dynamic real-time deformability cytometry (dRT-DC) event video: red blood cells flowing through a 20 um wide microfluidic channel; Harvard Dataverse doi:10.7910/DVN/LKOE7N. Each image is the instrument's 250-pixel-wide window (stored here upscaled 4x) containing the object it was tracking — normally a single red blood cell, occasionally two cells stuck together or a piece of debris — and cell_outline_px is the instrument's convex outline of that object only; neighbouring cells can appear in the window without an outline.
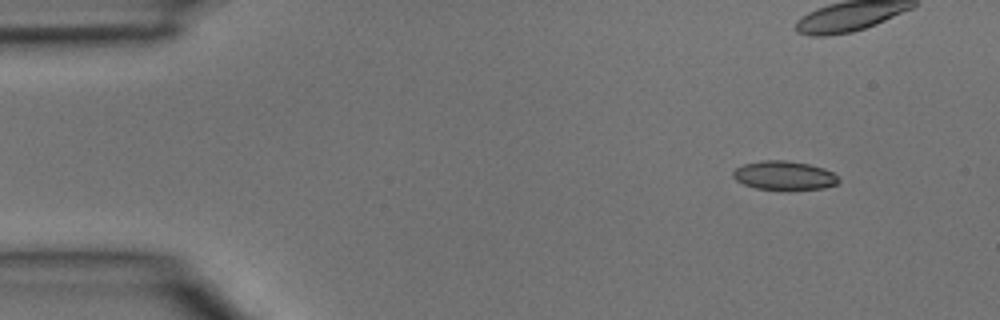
{"species": "common noctule bat (a hibernating species)", "species_latin": "Nyctalus noctula", "temperature_condition": "room temperature", "stored_images_in_passage": 4, "camera_frame_rate_fps": 3000, "um_per_image_px": 0.085, "animal": {"sex": "male", "body_mass_g": 15.6}, "frame": {"image": 1, "passage_image": 1, "time_ms": 0.0, "image_size_px": [1000, 320], "cell_outline_px": [[840, 180], [836, 184], [824, 188], [788, 192], [756, 188], [744, 184], [736, 180], [732, 176], [732, 172], [736, 168], [744, 164], [760, 160], [788, 160], [808, 164], [824, 168], [832, 172]], "centroid_in_image_um": [66.66, 14.95], "position_along_channel_um": 18.3, "area_um2": 18.32}}